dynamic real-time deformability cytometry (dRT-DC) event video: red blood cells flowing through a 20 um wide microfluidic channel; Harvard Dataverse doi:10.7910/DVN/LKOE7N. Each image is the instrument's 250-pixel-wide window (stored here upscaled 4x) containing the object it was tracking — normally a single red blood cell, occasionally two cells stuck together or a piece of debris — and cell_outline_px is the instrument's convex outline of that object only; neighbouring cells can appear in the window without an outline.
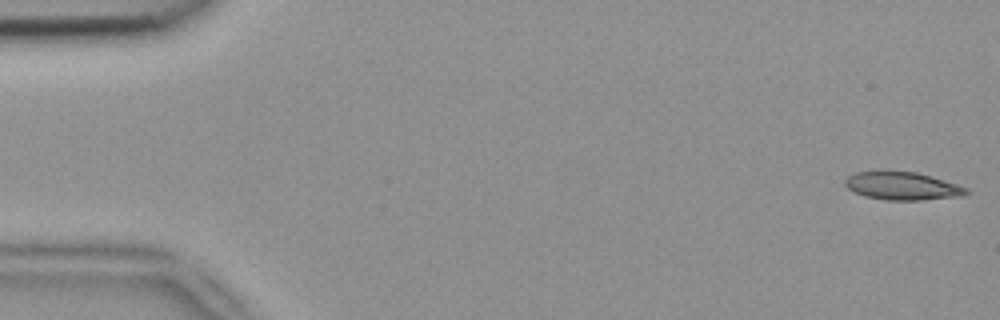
{"species": "common noctule bat (a hibernating species)", "species_latin": "Nyctalus noctula", "temperature_condition": "room temperature", "stored_images_in_passage": 5, "camera_frame_rate_fps": 3000, "um_per_image_px": 0.085, "animal": {"sex": "female", "body_mass_g": 18.4}, "frame": {"image": 1, "passage_image": 1, "time_ms": 0.0, "image_size_px": [1000, 320], "cell_outline_px": [[968, 192], [964, 196], [920, 200], [884, 200], [864, 196], [852, 192], [844, 184], [844, 180], [848, 176], [856, 172], [884, 168], [916, 172], [932, 176], [968, 188]], "centroid_in_image_um": [76.63, 15.77], "position_along_channel_um": 8.4, "area_um2": 20.52}}
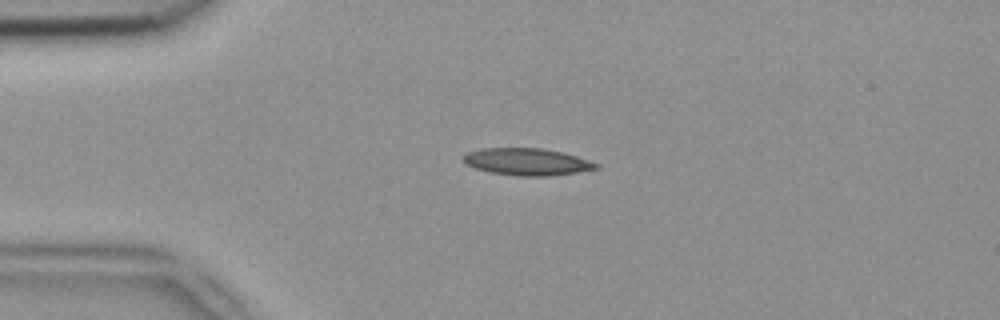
{"frame": {"image": 2, "passage_image": 4, "time_ms": 1.0, "image_size_px": [1000, 320], "cell_outline_px": [[600, 168], [576, 172], [548, 176], [524, 176], [492, 172], [476, 168], [464, 164], [460, 160], [468, 152], [480, 148], [544, 148], [576, 156], [600, 164]], "centroid_in_image_um": [44.78, 13.74], "position_along_channel_um": 40.2, "area_um2": 20.81}}